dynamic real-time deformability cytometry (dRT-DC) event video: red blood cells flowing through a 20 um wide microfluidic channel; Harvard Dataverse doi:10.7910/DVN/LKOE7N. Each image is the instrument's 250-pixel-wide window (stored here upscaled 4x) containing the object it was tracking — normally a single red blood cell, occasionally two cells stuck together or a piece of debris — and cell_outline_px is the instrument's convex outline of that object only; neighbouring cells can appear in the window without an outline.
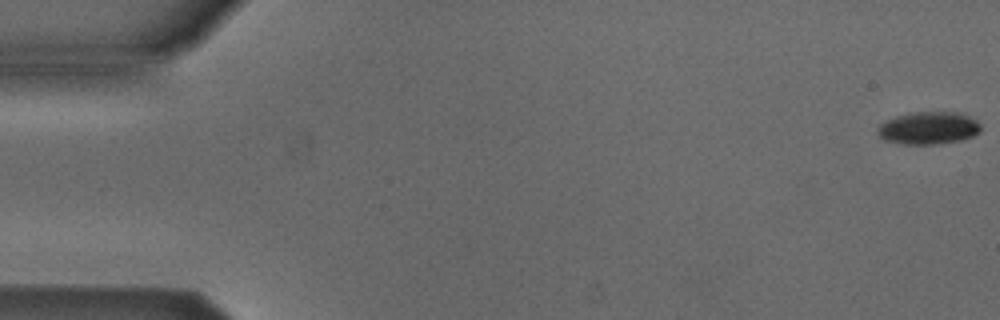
{"species": "Egyptian fruit bat (a non-hibernating species)", "species_latin": "Rousettus aegyptiacus", "temperature_condition": "cold", "stored_images_in_passage": 54, "camera_frame_rate_fps": 3000, "um_per_image_px": 0.085, "animal": {"sex": "male"}, "frame": {"image": 1, "passage_image": 1, "time_ms": 0.0, "image_size_px": [1000, 320], "cell_outline_px": [[980, 132], [972, 136], [960, 140], [936, 144], [904, 144], [884, 140], [876, 132], [876, 128], [880, 124], [896, 116], [916, 112], [960, 112], [976, 120], [980, 124]], "centroid_in_image_um": [78.92, 10.88], "position_along_channel_um": 6.1, "area_um2": 19.48}}
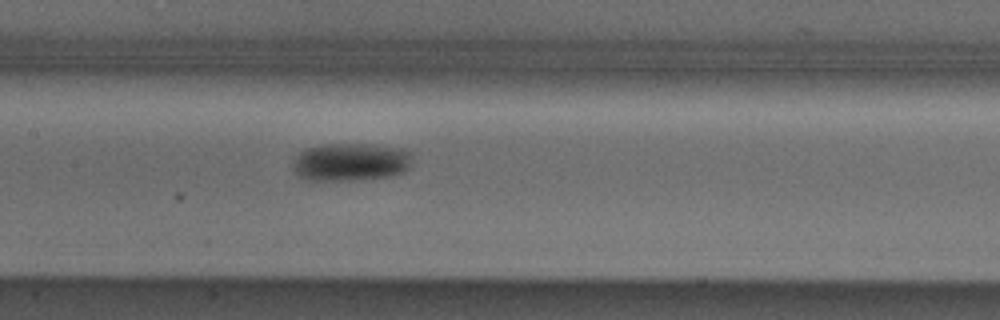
{"frame": {"image": 2, "passage_image": 26, "time_ms": 8.333, "image_size_px": [1000, 320], "cell_outline_px": [[412, 164], [404, 172], [392, 176], [356, 180], [308, 180], [300, 176], [292, 168], [292, 164], [296, 156], [304, 148], [324, 144], [372, 144], [404, 148], [408, 152]], "centroid_in_image_um": [29.81, 13.76], "position_along_channel_um": 177.6, "area_um2": 26.65}}
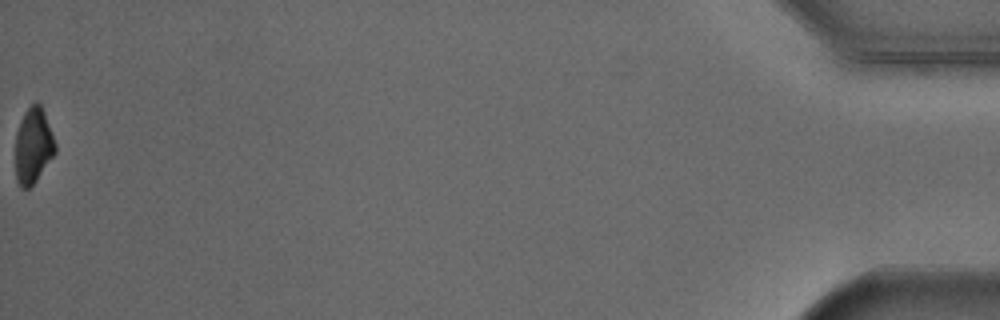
{"frame": {"image": 3, "passage_image": 54, "time_ms": 17.667, "image_size_px": [1000, 320], "cell_outline_px": [[56, 152], [36, 180], [28, 188], [20, 188], [16, 180], [16, 132], [20, 120], [24, 112], [36, 100], [40, 104], [44, 112], [56, 144]], "centroid_in_image_um": [2.82, 12.37], "position_along_channel_um": 432.4, "area_um2": 17.46}, "authors_computed_cell_mechanics": {"area_um2": 21.5594, "velocity_mm_per_s": 3.8679, "shape_relaxation_time_tau1_ms": 1.9264, "shape_relaxation_time_tau2_ms": null, "deformation_change_tau1": 0.0859, "deformation_change_tau2": null}}